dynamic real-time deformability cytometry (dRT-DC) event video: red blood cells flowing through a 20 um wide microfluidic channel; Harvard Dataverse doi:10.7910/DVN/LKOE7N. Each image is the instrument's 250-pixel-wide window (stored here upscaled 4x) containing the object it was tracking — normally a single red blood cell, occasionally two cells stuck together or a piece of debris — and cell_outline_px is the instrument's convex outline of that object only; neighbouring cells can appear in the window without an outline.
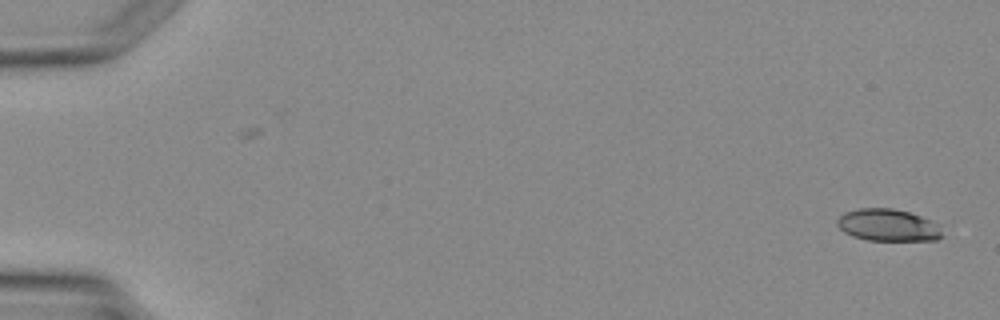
{"species": "Egyptian fruit bat (a non-hibernating species)", "species_latin": "Rousettus aegyptiacus", "temperature_condition": "warm", "stored_images_in_passage": 4, "camera_frame_rate_fps": 3000, "um_per_image_px": 0.085, "animal": {"sex": "female"}, "frame": {"image": 1, "passage_image": 1, "time_ms": 0.0, "image_size_px": [1000, 320], "cell_outline_px": [[944, 236], [936, 240], [868, 240], [852, 236], [844, 232], [836, 224], [836, 220], [844, 212], [860, 208], [892, 208], [908, 212], [920, 216], [940, 224]], "centroid_in_image_um": [75.49, 19.14], "position_along_channel_um": 9.5, "area_um2": 19.77}}
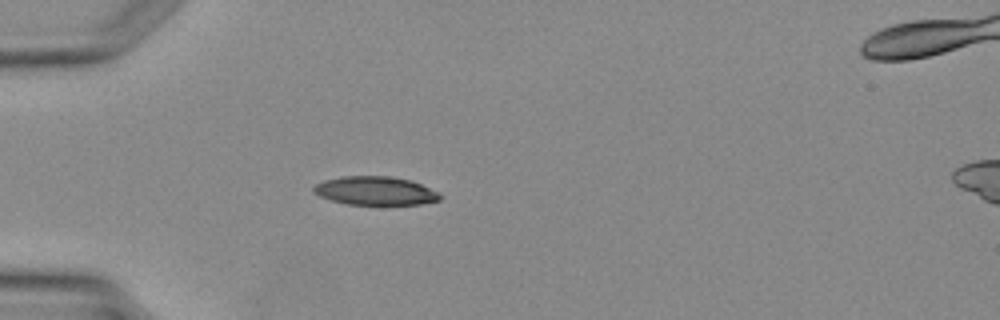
{"frame": {"image": 2, "passage_image": 4, "time_ms": 3.667, "image_size_px": [1000, 320], "cell_outline_px": [[444, 196], [440, 200], [420, 204], [348, 204], [332, 200], [320, 196], [312, 192], [312, 188], [316, 184], [324, 180], [344, 176], [392, 176], [412, 180], [440, 192]], "centroid_in_image_um": [31.95, 16.21], "position_along_channel_um": 53.1, "area_um2": 21.15}}